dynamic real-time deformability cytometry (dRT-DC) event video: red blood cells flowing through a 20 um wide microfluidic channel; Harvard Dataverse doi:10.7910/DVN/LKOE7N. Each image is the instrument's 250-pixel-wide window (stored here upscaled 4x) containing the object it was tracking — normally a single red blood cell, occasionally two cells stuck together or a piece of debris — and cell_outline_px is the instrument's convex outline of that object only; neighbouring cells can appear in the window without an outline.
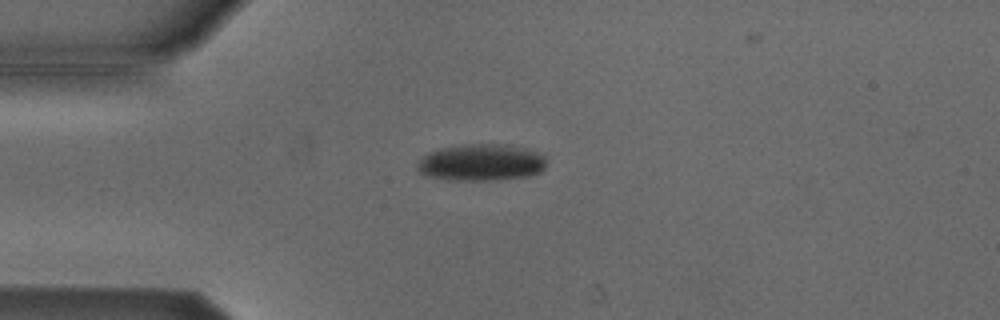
{"species": "Egyptian fruit bat (a non-hibernating species)", "species_latin": "Rousettus aegyptiacus", "temperature_condition": "cold", "stored_images_in_passage": 6, "camera_frame_rate_fps": 3000, "um_per_image_px": 0.085, "animal": {"sex": "male"}, "frame": {"image": 1, "passage_image": 3, "time_ms": 0.667, "image_size_px": [1000, 320], "cell_outline_px": [[544, 168], [540, 172], [528, 176], [496, 180], [452, 180], [428, 176], [420, 172], [416, 168], [416, 164], [428, 152], [444, 148], [464, 144], [508, 144], [528, 148], [544, 156]], "centroid_in_image_um": [40.91, 13.81], "position_along_channel_um": 44.1, "area_um2": 27.63}}
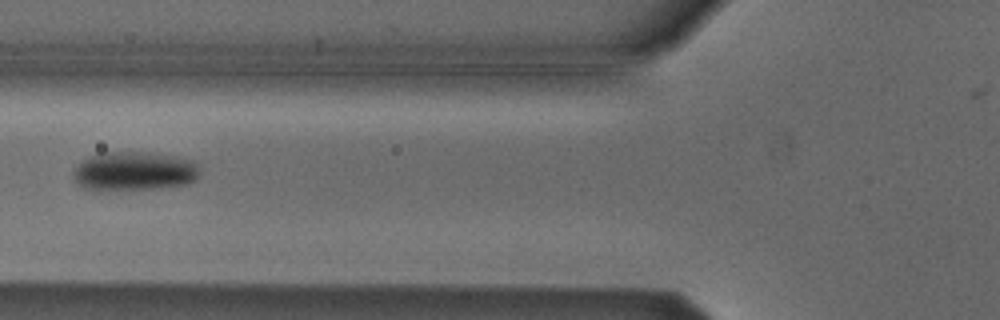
{"frame": {"image": 2, "passage_image": 5, "time_ms": 1.333, "image_size_px": [1000, 320], "cell_outline_px": [[200, 176], [196, 180], [188, 184], [160, 188], [100, 192], [84, 188], [72, 176], [72, 172], [76, 164], [88, 156], [104, 152], [152, 152], [176, 156], [196, 160], [200, 168]], "centroid_in_image_um": [11.43, 14.56], "position_along_channel_um": 114.4, "area_um2": 29.88}}
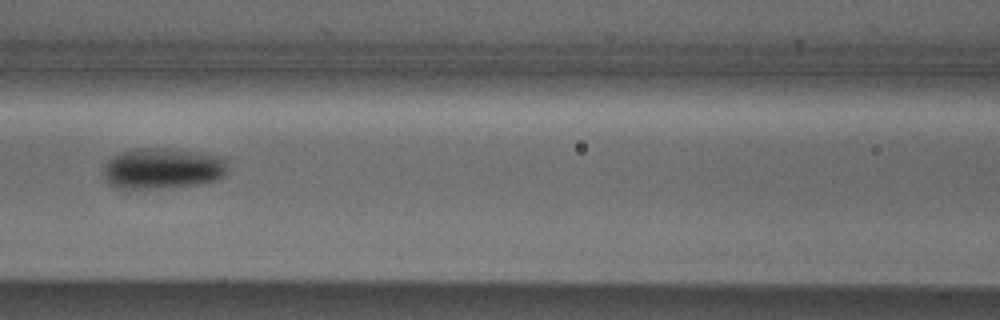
{"frame": {"image": 3, "passage_image": 6, "time_ms": 1.667, "image_size_px": [1000, 320], "cell_outline_px": [[228, 168], [224, 176], [216, 180], [204, 184], [164, 188], [116, 188], [108, 184], [104, 180], [104, 164], [112, 156], [120, 152], [132, 148], [168, 148], [200, 152], [220, 156], [228, 164]], "centroid_in_image_um": [13.81, 14.32], "position_along_channel_um": 152.8, "area_um2": 30.17}}